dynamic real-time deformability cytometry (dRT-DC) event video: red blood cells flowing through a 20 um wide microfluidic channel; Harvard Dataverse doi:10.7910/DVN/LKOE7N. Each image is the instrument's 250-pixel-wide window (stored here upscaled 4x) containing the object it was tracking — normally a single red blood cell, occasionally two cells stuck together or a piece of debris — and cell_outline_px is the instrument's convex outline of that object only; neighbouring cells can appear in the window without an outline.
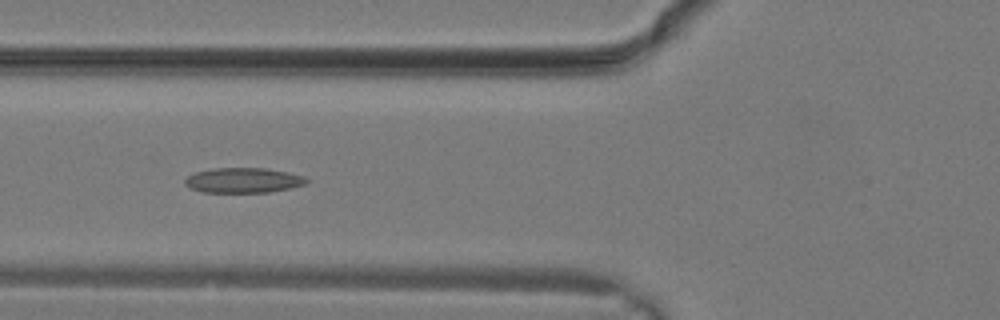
{"species": "common noctule bat (a hibernating species)", "species_latin": "Nyctalus noctula", "temperature_condition": "warm", "stored_images_in_passage": 17, "camera_frame_rate_fps": 3000, "um_per_image_px": 0.085, "animal": {"sex": "male", "body_mass_g": 19.2, "forearm_length_mm": 51.8}, "frame": {"image": 1, "passage_image": 12, "time_ms": 3.667, "image_size_px": [1000, 320], "cell_outline_px": [[308, 180], [304, 184], [288, 188], [268, 192], [204, 192], [188, 188], [184, 184], [184, 180], [188, 176], [196, 172], [212, 168], [264, 168], [288, 172], [300, 176]], "centroid_in_image_um": [20.6, 15.32], "position_along_channel_um": 105.2, "area_um2": 17.51}}
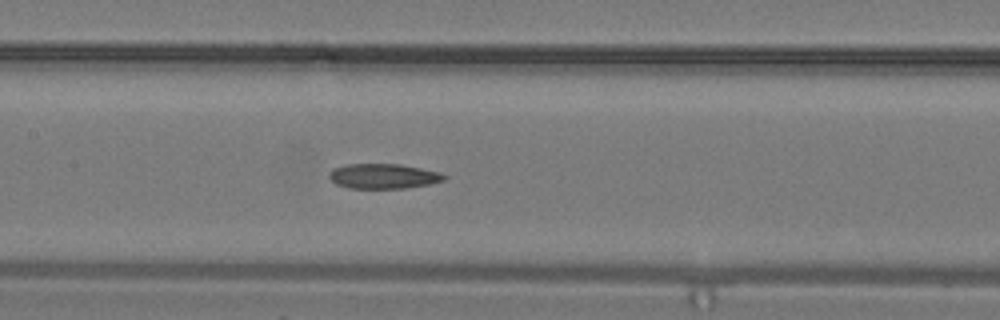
{"frame": {"image": 2, "passage_image": 15, "time_ms": 4.667, "image_size_px": [1000, 320], "cell_outline_px": [[448, 176], [444, 180], [428, 184], [404, 188], [348, 188], [336, 184], [328, 176], [332, 168], [344, 164], [400, 164], [440, 172]], "centroid_in_image_um": [32.56, 14.97], "position_along_channel_um": 174.8, "area_um2": 16.7}}
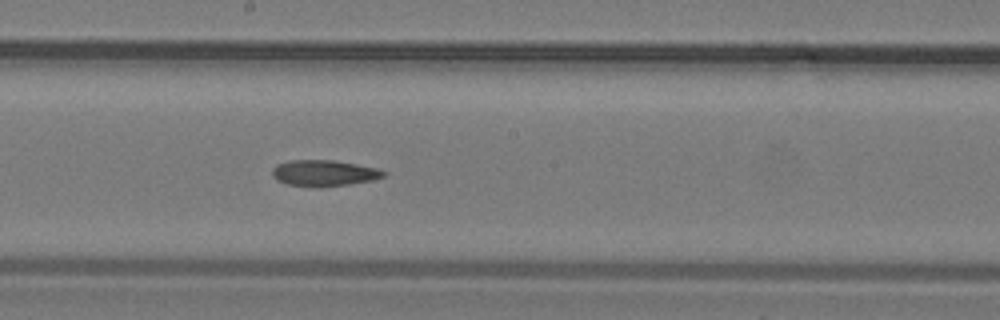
{"frame": {"image": 3, "passage_image": 17, "time_ms": 5.333, "image_size_px": [1000, 320], "cell_outline_px": [[388, 172], [384, 176], [372, 180], [348, 184], [320, 188], [312, 188], [288, 184], [276, 180], [272, 176], [272, 168], [276, 164], [288, 160], [332, 160], [380, 168]], "centroid_in_image_um": [27.52, 14.72], "position_along_channel_um": 220.7, "area_um2": 17.28}}